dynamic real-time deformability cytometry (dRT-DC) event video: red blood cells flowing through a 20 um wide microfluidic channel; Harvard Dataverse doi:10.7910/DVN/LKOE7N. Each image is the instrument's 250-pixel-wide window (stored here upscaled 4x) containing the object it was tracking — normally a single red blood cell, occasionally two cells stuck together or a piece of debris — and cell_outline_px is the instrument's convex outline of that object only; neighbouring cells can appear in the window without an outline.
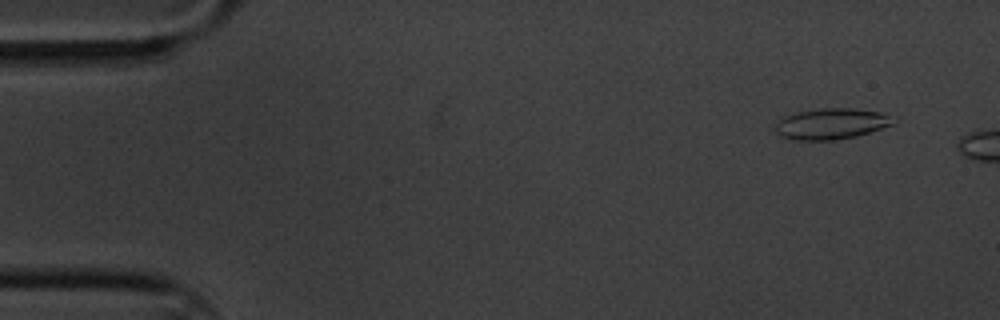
{"species": "common noctule bat (a hibernating species)", "species_latin": "Nyctalus noctula", "temperature_condition": "cold", "stored_images_in_passage": 6, "camera_frame_rate_fps": 3000, "um_per_image_px": 0.085, "animal": {"sex": "male", "body_mass_g": 20.1, "forearm_length_mm": 53.5}, "frame": {"image": 1, "passage_image": 1, "time_ms": 0.0, "image_size_px": [1000, 320], "cell_outline_px": [[900, 120], [896, 124], [856, 136], [836, 140], [792, 140], [780, 136], [776, 132], [776, 120], [784, 116], [796, 112], [820, 108], [852, 108], [880, 112]], "centroid_in_image_um": [70.68, 10.52], "position_along_channel_um": 14.3, "area_um2": 21.62}}